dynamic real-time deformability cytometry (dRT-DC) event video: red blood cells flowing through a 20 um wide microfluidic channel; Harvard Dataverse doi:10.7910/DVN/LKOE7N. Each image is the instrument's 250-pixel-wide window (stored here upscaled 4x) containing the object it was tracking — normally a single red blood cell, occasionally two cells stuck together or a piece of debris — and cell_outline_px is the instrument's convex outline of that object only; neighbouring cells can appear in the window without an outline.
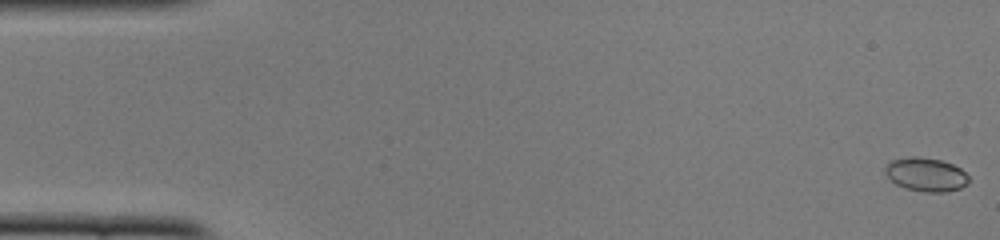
{"species": "common noctule bat (a hibernating species)", "species_latin": "Nyctalus noctula", "temperature_condition": "cold", "stored_images_in_passage": 51, "camera_frame_rate_fps": 3000, "um_per_image_px": 0.085, "animal": {"sex": "female", "body_mass_g": 22.0, "forearm_length_mm": 56.7}, "frame": {"image": 1, "passage_image": 1, "time_ms": 0.0, "image_size_px": [1000, 240], "cell_outline_px": [[968, 184], [960, 188], [948, 192], [924, 192], [904, 188], [896, 184], [884, 172], [884, 168], [888, 160], [908, 156], [916, 156], [940, 160], [952, 164], [960, 168], [968, 176]], "centroid_in_image_um": [78.67, 14.83], "position_along_channel_um": 6.3, "area_um2": 16.59}}
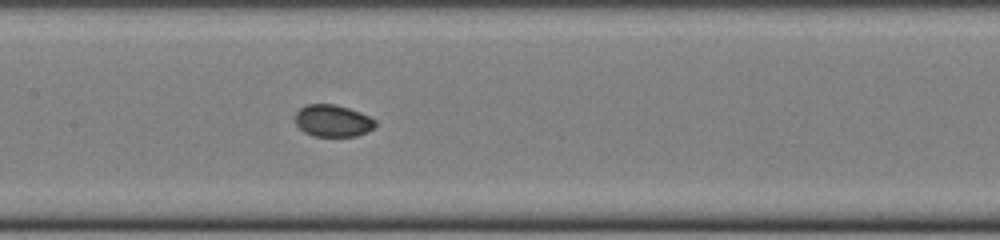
{"frame": {"image": 2, "passage_image": 25, "time_ms": 8.0, "image_size_px": [1000, 240], "cell_outline_px": [[376, 124], [372, 128], [356, 136], [312, 136], [304, 132], [296, 124], [296, 112], [300, 108], [308, 104], [336, 104], [360, 112], [376, 120]], "centroid_in_image_um": [28.27, 10.26], "position_along_channel_um": 179.1, "area_um2": 14.8}}
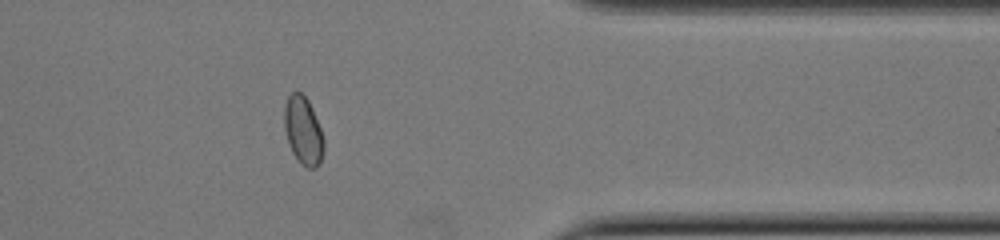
{"frame": {"image": 3, "passage_image": 42, "time_ms": 13.667, "image_size_px": [1000, 240], "cell_outline_px": [[324, 152], [320, 164], [316, 168], [308, 168], [300, 164], [292, 152], [284, 128], [284, 104], [288, 96], [292, 92], [300, 92], [308, 100], [312, 108], [320, 128], [324, 140]], "centroid_in_image_um": [25.77, 11.13], "position_along_channel_um": 385.6, "area_um2": 15.72}, "authors_computed_cell_mechanics": {"area_um2": 15.5482, "velocity_mm_per_s": 3.9243, "shape_relaxation_time_tau1_ms": 4.9962, "shape_relaxation_time_tau2_ms": null, "deformation_change_tau1": 0.079, "deformation_change_tau2": null}}